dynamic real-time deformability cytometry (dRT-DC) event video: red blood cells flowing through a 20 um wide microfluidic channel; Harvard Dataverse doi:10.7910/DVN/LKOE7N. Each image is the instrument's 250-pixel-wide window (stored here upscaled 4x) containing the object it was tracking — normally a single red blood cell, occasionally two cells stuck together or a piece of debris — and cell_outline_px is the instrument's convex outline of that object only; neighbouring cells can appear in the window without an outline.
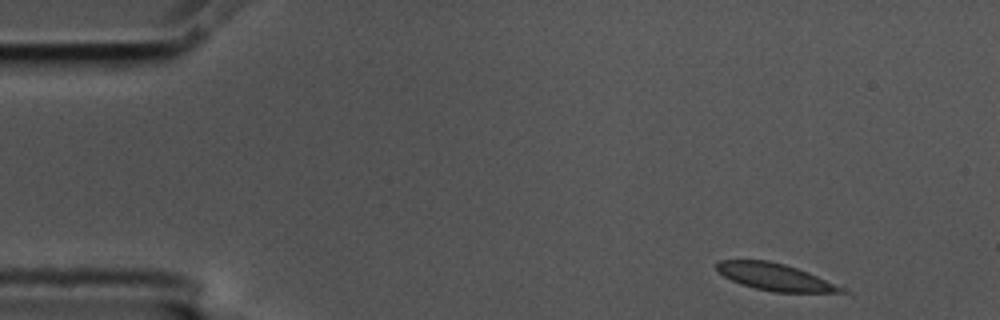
{"species": "common noctule bat (a hibernating species)", "species_latin": "Nyctalus noctula", "temperature_condition": "cold", "stored_images_in_passage": 3, "camera_frame_rate_fps": 3000, "um_per_image_px": 0.085, "animal": {"sex": "male", "body_mass_g": 17.5, "forearm_length_mm": 52.3}, "frame": {"image": 1, "passage_image": 1, "time_ms": 0.0, "image_size_px": [1000, 320], "cell_outline_px": [[852, 292], [772, 292], [740, 284], [724, 276], [716, 268], [716, 264], [720, 260], [768, 260], [784, 264], [808, 272], [848, 288]], "centroid_in_image_um": [65.94, 23.55], "position_along_channel_um": 19.1, "area_um2": 19.65}}
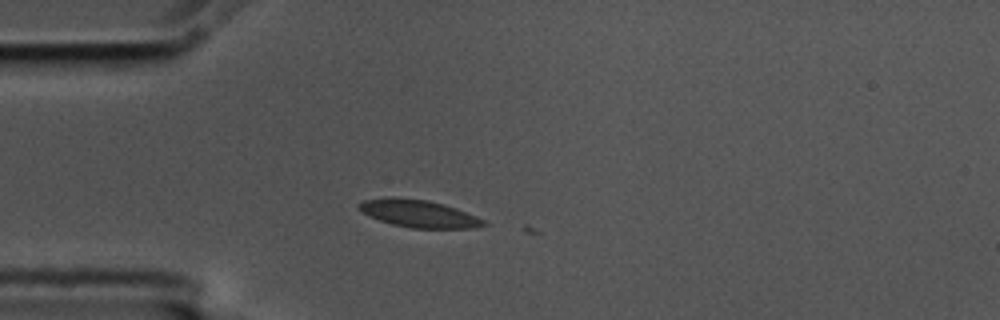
{"frame": {"image": 2, "passage_image": 2, "time_ms": 0.333, "image_size_px": [1000, 320], "cell_outline_px": [[488, 224], [476, 228], [412, 228], [392, 224], [380, 220], [364, 212], [360, 208], [360, 204], [364, 200], [392, 196], [428, 200], [444, 204], [456, 208], [476, 216], [484, 220]], "centroid_in_image_um": [35.65, 18.15], "position_along_channel_um": 49.4, "area_um2": 19.71}}